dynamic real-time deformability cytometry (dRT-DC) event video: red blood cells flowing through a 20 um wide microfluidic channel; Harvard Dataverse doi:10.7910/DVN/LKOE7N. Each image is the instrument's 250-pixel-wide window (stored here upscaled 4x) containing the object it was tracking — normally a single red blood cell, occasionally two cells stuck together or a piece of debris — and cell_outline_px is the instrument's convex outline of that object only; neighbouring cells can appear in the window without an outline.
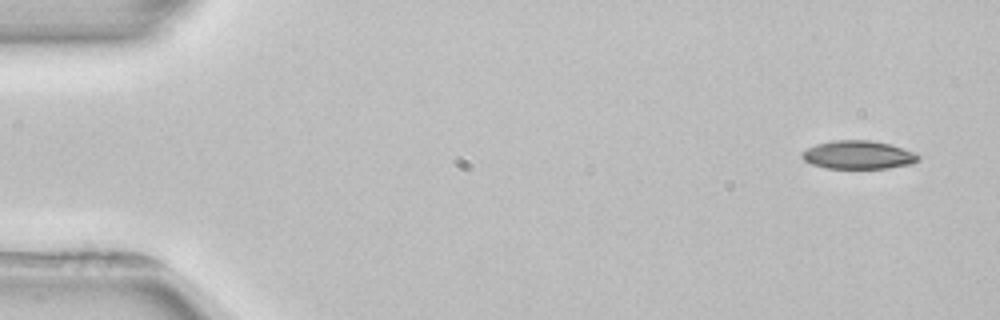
{"species": "common noctule bat (a hibernating species)", "species_latin": "Nyctalus noctula", "temperature_condition": "room temperature", "stored_images_in_passage": 3, "camera_frame_rate_fps": 3000, "um_per_image_px": 0.085, "animal": {"sex": "female", "body_mass_g": 22.7, "forearm_length_mm": 54.2}, "frame": {"image": 1, "passage_image": 1, "time_ms": 0.0, "image_size_px": [1000, 320], "cell_outline_px": [[920, 160], [912, 164], [888, 168], [828, 168], [812, 164], [804, 160], [800, 156], [800, 152], [816, 144], [836, 140], [872, 140], [892, 144], [916, 152], [920, 156]], "centroid_in_image_um": [72.99, 13.16], "position_along_channel_um": 12.0, "area_um2": 19.42}}